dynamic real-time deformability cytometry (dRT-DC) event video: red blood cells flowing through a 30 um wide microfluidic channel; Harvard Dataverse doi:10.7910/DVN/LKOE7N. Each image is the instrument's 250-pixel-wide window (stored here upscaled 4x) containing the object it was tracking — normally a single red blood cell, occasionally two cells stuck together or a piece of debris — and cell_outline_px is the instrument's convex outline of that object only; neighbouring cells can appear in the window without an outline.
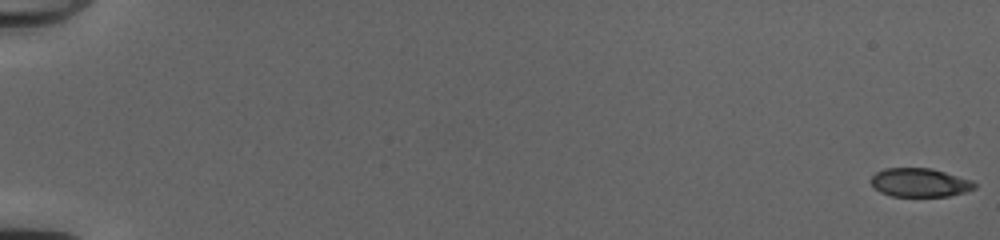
{"species": "common noctule bat (a hibernating species)", "species_latin": "Nyctalus noctula", "temperature_condition": "cold", "stored_images_in_passage": 53, "camera_frame_rate_fps": 3000, "um_per_image_px": 0.085, "animal": {"sex": "female", "body_mass_g": 20.0, "forearm_length_mm": 54.0}, "frame": {"image": 1, "passage_image": 1, "time_ms": 0.0, "image_size_px": [1000, 240], "cell_outline_px": [[976, 188], [964, 192], [948, 196], [892, 196], [880, 192], [872, 184], [872, 176], [876, 172], [884, 168], [932, 168], [972, 180], [976, 184]], "centroid_in_image_um": [78.2, 15.51], "position_along_channel_um": 6.8, "area_um2": 17.22}}
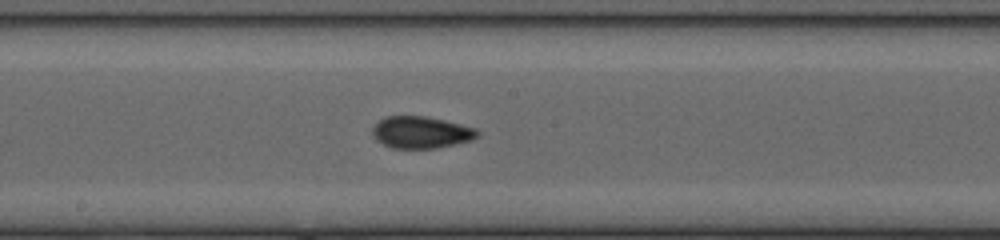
{"frame": {"image": 2, "passage_image": 31, "time_ms": 10.0, "image_size_px": [1000, 240], "cell_outline_px": [[480, 136], [472, 140], [436, 148], [392, 148], [384, 144], [372, 136], [372, 128], [384, 116], [424, 116], [444, 120], [476, 128], [480, 132]], "centroid_in_image_um": [35.81, 11.24], "position_along_channel_um": 212.4, "area_um2": 19.48}}
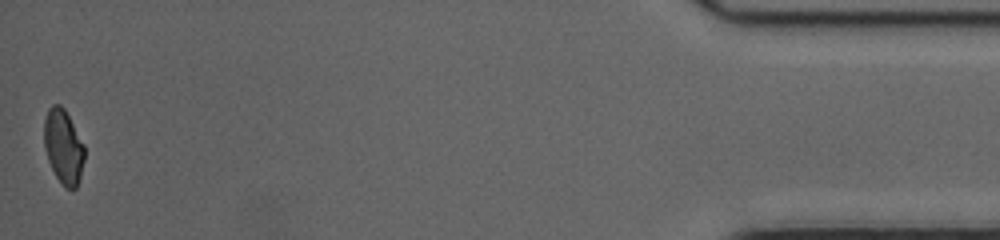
{"frame": {"image": 3, "passage_image": 53, "time_ms": 17.333, "image_size_px": [1000, 240], "cell_outline_px": [[84, 160], [80, 176], [76, 188], [72, 192], [64, 188], [56, 176], [48, 160], [44, 148], [44, 120], [48, 108], [52, 104], [60, 104], [64, 108], [84, 144]], "centroid_in_image_um": [5.38, 12.48], "position_along_channel_um": 429.8, "area_um2": 17.63}, "authors_computed_cell_mechanics": {"area_um2": 18.8428, "velocity_mm_per_s": 4.0613, "shape_relaxation_time_tau1_ms": 6.0181, "shape_relaxation_time_tau2_ms": 1.2485, "deformation_change_tau1": 0.1371, "deformation_change_tau2": 0.0461}}